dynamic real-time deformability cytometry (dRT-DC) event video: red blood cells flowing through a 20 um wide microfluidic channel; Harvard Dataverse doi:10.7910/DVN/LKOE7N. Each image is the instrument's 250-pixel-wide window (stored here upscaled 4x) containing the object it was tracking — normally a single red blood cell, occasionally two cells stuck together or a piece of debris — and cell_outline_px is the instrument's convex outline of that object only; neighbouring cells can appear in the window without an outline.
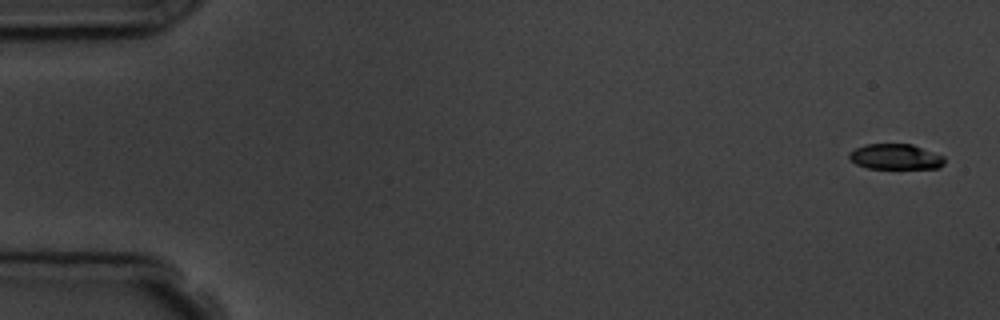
{"species": "common noctule bat (a hibernating species)", "species_latin": "Nyctalus noctula", "temperature_condition": "room temperature", "stored_images_in_passage": 6, "segment_of_instrument_passage": [1, 2], "camera_frame_rate_fps": 3000, "um_per_image_px": 0.085, "animal": {"sex": "male", "body_mass_g": 19.5, "forearm_length_mm": 54.6}, "frame": {"image": 1, "passage_image": 1, "time_ms": 0.0, "image_size_px": [1000, 320], "cell_outline_px": [[944, 164], [940, 168], [868, 168], [856, 164], [848, 156], [848, 152], [864, 144], [912, 144], [944, 156]], "centroid_in_image_um": [76.11, 13.32], "position_along_channel_um": 8.9, "area_um2": 14.1}}
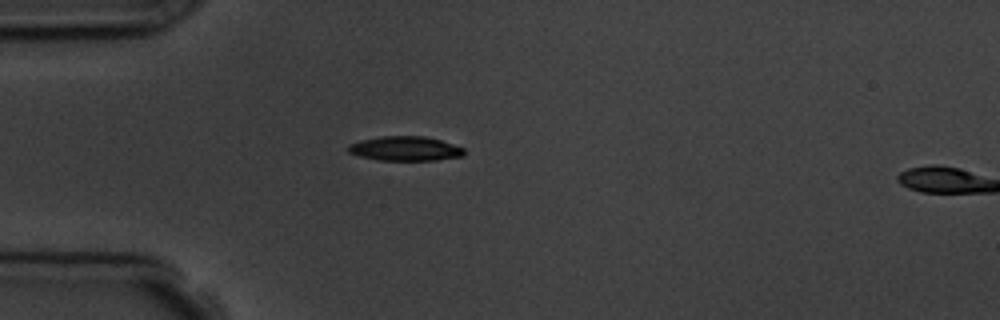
{"frame": {"image": 2, "passage_image": 5, "time_ms": 4.667, "image_size_px": [1000, 320], "cell_outline_px": [[464, 156], [436, 160], [380, 160], [360, 156], [348, 152], [348, 144], [360, 140], [380, 136], [424, 136], [440, 140], [464, 148]], "centroid_in_image_um": [34.43, 12.63], "position_along_channel_um": 50.6, "area_um2": 16.47}}